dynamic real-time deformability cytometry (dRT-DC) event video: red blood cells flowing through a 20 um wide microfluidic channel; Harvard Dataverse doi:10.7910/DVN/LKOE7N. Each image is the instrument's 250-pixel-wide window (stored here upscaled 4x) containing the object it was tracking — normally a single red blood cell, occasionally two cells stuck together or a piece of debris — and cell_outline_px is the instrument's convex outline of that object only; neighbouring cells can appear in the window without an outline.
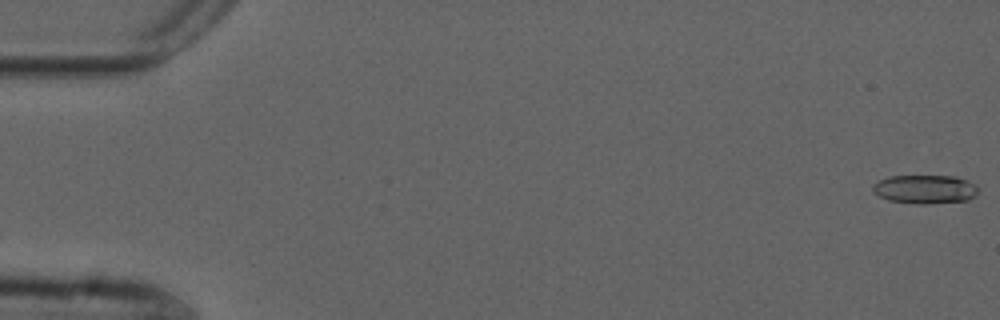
{"species": "common noctule bat (a hibernating species)", "species_latin": "Nyctalus noctula", "temperature_condition": "cold", "stored_images_in_passage": 10, "camera_frame_rate_fps": 3000, "um_per_image_px": 0.085, "animal": {"sex": "male", "forearm_length_mm": 52.5}, "frame": {"image": 1, "passage_image": 1, "time_ms": 0.0, "image_size_px": [1000, 320], "cell_outline_px": [[976, 196], [968, 200], [928, 204], [916, 204], [888, 200], [872, 192], [872, 184], [888, 176], [956, 176], [972, 184], [976, 188]], "centroid_in_image_um": [78.57, 16.09], "position_along_channel_um": 6.4, "area_um2": 17.57}}